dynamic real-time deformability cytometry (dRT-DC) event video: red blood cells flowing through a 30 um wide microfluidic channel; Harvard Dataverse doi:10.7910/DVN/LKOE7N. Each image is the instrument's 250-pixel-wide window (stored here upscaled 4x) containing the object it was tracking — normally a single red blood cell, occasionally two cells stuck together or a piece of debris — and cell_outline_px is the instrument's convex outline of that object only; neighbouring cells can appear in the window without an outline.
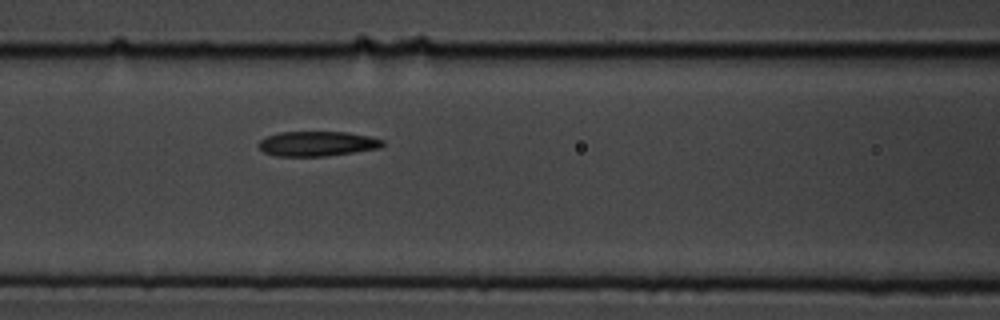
{"species": "common noctule bat (a hibernating species)", "species_latin": "Nyctalus noctula", "temperature_condition": "cold", "stored_images_in_passage": 8, "camera_frame_rate_fps": 3000, "um_per_image_px": 0.085, "animal": {"sex": "male", "body_mass_g": 19.5, "forearm_length_mm": 54.6}, "frame": {"image": 1, "passage_image": 8, "time_ms": 2.333, "image_size_px": [1000, 320], "cell_outline_px": [[384, 144], [380, 148], [324, 156], [276, 156], [264, 152], [260, 148], [260, 140], [268, 136], [280, 132], [348, 132], [368, 136], [384, 140]], "centroid_in_image_um": [26.98, 12.21], "position_along_channel_um": 139.6, "area_um2": 17.74}}